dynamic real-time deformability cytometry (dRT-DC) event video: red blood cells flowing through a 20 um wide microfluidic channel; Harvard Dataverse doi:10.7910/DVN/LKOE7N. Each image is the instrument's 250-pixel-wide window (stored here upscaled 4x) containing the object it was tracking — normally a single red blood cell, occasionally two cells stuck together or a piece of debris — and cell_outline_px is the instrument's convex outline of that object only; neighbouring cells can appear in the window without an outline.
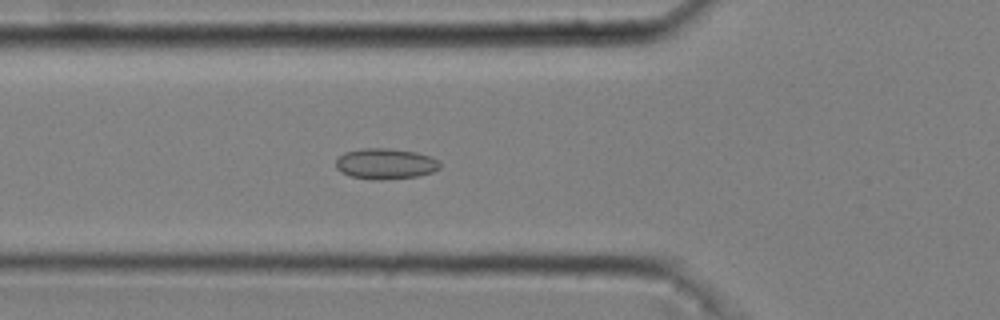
{"species": "common noctule bat (a hibernating species)", "species_latin": "Nyctalus noctula", "temperature_condition": "cold", "stored_images_in_passage": 31, "camera_frame_rate_fps": 3000, "um_per_image_px": 0.085, "animal": {"sex": "male", "body_mass_g": 20.4}, "frame": {"image": 1, "passage_image": 19, "time_ms": 6.0, "image_size_px": [1000, 320], "cell_outline_px": [[440, 168], [432, 172], [416, 176], [380, 180], [376, 180], [352, 176], [340, 172], [336, 168], [336, 160], [344, 152], [360, 148], [388, 148], [416, 152], [432, 156], [440, 160]], "centroid_in_image_um": [32.78, 13.9], "position_along_channel_um": 93.0, "area_um2": 18.73}}
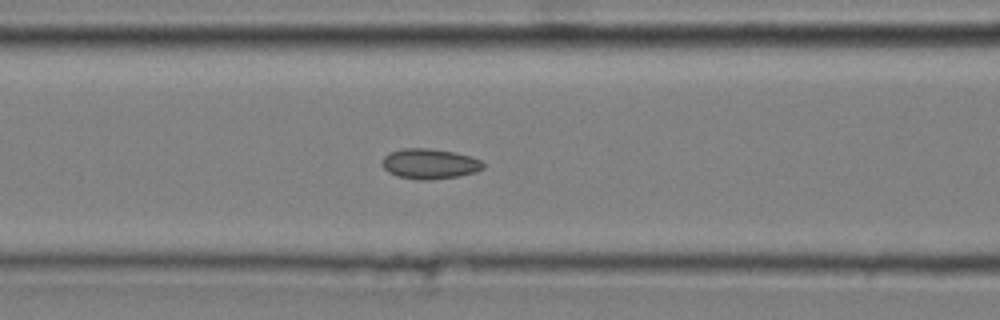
{"frame": {"image": 2, "passage_image": 22, "time_ms": 7.0, "image_size_px": [1000, 320], "cell_outline_px": [[484, 168], [476, 172], [456, 176], [428, 180], [416, 180], [396, 176], [388, 172], [384, 168], [384, 156], [388, 152], [404, 148], [428, 148], [456, 152], [472, 156], [480, 160], [484, 164]], "centroid_in_image_um": [36.53, 13.92], "position_along_channel_um": 130.1, "area_um2": 17.86}}